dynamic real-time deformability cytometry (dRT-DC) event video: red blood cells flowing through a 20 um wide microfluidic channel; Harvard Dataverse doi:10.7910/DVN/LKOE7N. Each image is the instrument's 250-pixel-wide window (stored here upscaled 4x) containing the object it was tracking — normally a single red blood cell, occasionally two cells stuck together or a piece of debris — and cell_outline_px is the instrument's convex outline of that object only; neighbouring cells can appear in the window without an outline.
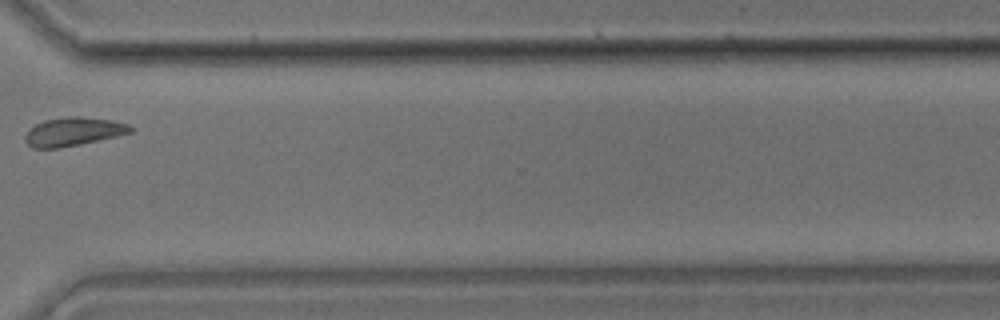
{"species": "common noctule bat (a hibernating species)", "species_latin": "Nyctalus noctula", "temperature_condition": "room temperature", "stored_images_in_passage": 23, "camera_frame_rate_fps": 3000, "um_per_image_px": 0.085, "animal": {"sex": "male", "body_mass_g": 17.9}, "frame": {"image": 1, "passage_image": 19, "time_ms": 6.0, "image_size_px": [1000, 320], "cell_outline_px": [[136, 128], [132, 132], [116, 136], [80, 144], [56, 148], [32, 148], [24, 140], [24, 136], [36, 124], [44, 120], [68, 116], [80, 116], [112, 120], [128, 124]], "centroid_in_image_um": [6.26, 11.18], "position_along_channel_um": 364.3, "area_um2": 17.46}}